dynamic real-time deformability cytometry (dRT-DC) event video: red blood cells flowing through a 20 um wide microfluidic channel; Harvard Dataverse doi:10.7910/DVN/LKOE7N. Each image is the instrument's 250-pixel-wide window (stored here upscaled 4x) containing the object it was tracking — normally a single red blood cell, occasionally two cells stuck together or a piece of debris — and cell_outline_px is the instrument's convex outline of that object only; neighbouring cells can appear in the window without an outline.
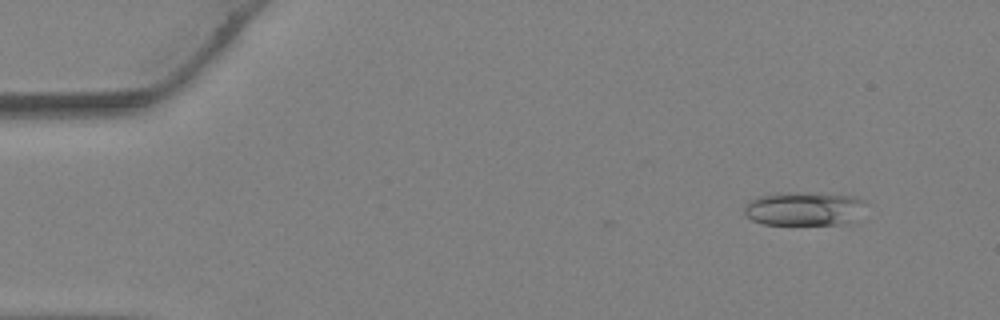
{"species": "Egyptian fruit bat (a non-hibernating species)", "species_latin": "Rousettus aegyptiacus", "temperature_condition": "warm", "stored_images_in_passage": 9, "camera_frame_rate_fps": 3000, "um_per_image_px": 0.085, "animal": {"sex": "female"}, "frame": {"image": 1, "passage_image": 1, "time_ms": 0.0, "image_size_px": [1000, 320], "cell_outline_px": [[868, 204], [848, 224], [764, 224], [752, 220], [744, 212], [744, 204], [748, 200], [756, 196], [788, 192], [816, 192], [852, 196], [864, 200]], "centroid_in_image_um": [68.33, 17.72], "position_along_channel_um": 16.7, "area_um2": 24.16}}